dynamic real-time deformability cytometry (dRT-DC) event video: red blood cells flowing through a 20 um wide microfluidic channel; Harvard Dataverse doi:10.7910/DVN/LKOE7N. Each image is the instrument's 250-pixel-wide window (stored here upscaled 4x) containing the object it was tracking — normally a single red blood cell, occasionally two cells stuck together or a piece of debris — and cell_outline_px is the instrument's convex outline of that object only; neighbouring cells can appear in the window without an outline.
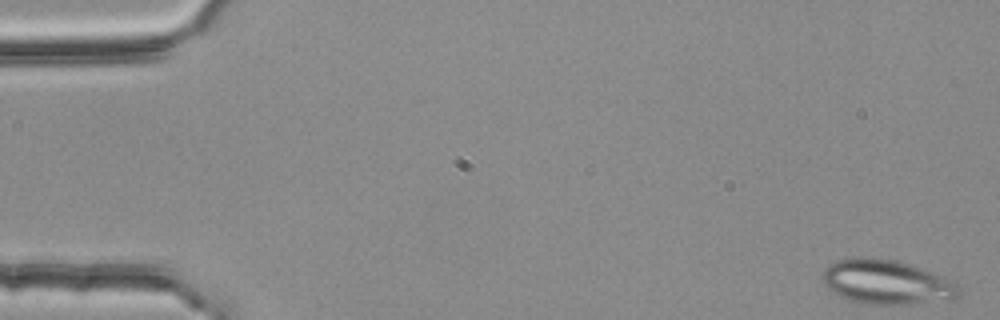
{"species": "common noctule bat (a hibernating species)", "species_latin": "Nyctalus noctula", "temperature_condition": "room temperature", "stored_images_in_passage": 51, "camera_frame_rate_fps": 3000, "um_per_image_px": 0.085, "animal": {"sex": "female", "body_mass_g": 25.1}, "frame": {"image": 1, "passage_image": 1, "time_ms": 0.0, "image_size_px": [1000, 320], "cell_outline_px": [[960, 288], [956, 296], [948, 300], [904, 304], [864, 304], [848, 300], [832, 292], [824, 284], [820, 276], [824, 268], [828, 264], [836, 260], [852, 256], [868, 256], [892, 260], [908, 264], [944, 276], [952, 280]], "centroid_in_image_um": [75.27, 23.96], "position_along_channel_um": 9.7, "area_um2": 35.55}}
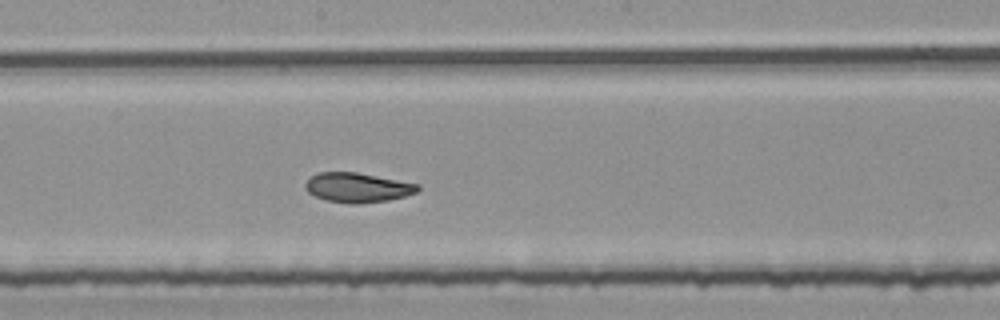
{"frame": {"image": 2, "passage_image": 29, "time_ms": 9.333, "image_size_px": [1000, 320], "cell_outline_px": [[420, 188], [416, 192], [404, 196], [388, 200], [356, 204], [352, 204], [328, 200], [316, 196], [308, 192], [304, 188], [304, 184], [316, 172], [356, 172], [420, 184]], "centroid_in_image_um": [30.38, 15.93], "position_along_channel_um": 217.8, "area_um2": 19.25}}
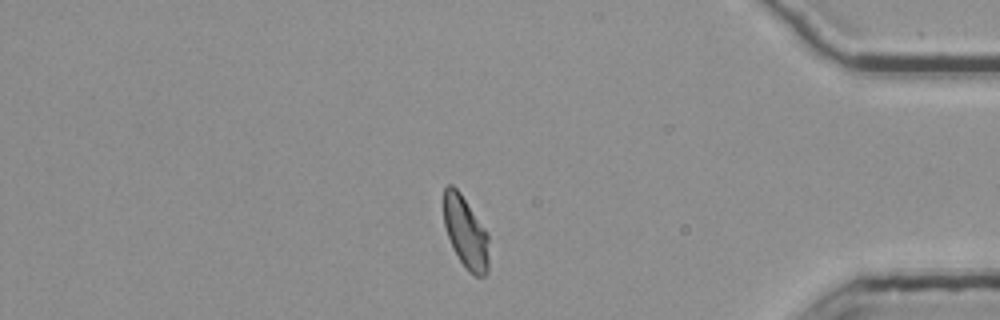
{"frame": {"image": 3, "passage_image": 46, "time_ms": 15.0, "image_size_px": [1000, 320], "cell_outline_px": [[488, 272], [484, 276], [472, 276], [468, 272], [452, 248], [444, 224], [444, 188], [448, 184], [452, 184], [460, 192], [488, 232]], "centroid_in_image_um": [39.59, 19.77], "position_along_channel_um": 395.6, "area_um2": 19.02}, "authors_computed_cell_mechanics": {"area_um2": 19.8254, "velocity_mm_per_s": 3.7529, "shape_relaxation_time_tau1_ms": 9.5182, "shape_relaxation_time_tau2_ms": 4.0284, "deformation_change_tau1": 0.1932, "deformation_change_tau2": 0.0864}}